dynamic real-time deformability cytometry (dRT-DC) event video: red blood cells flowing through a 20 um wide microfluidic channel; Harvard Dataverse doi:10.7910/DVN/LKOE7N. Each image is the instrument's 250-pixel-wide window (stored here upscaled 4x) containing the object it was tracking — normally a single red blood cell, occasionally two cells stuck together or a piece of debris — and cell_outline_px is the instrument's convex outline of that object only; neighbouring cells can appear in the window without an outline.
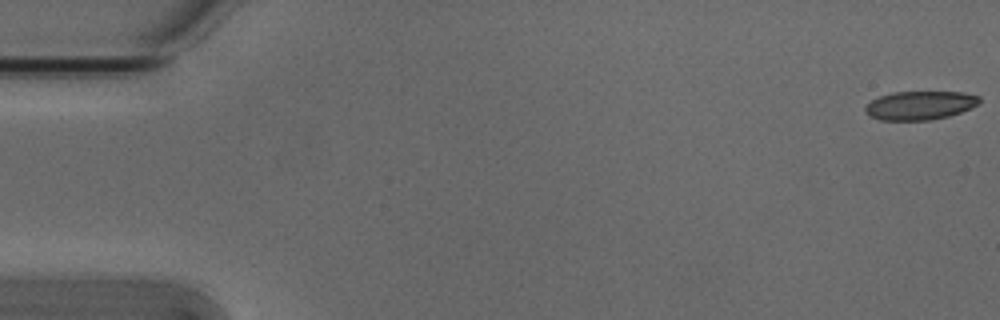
{"species": "Egyptian fruit bat (a non-hibernating species)", "species_latin": "Rousettus aegyptiacus", "temperature_condition": "cold", "stored_images_in_passage": 54, "camera_frame_rate_fps": 3000, "um_per_image_px": 0.085, "animal": {"sex": "male"}, "frame": {"image": 1, "passage_image": 1, "time_ms": 0.0, "image_size_px": [1000, 320], "cell_outline_px": [[980, 100], [972, 108], [948, 116], [928, 120], [880, 120], [872, 116], [864, 108], [872, 100], [880, 96], [892, 92], [960, 92], [980, 96]], "centroid_in_image_um": [78.21, 8.95], "position_along_channel_um": 6.8, "area_um2": 18.79}}
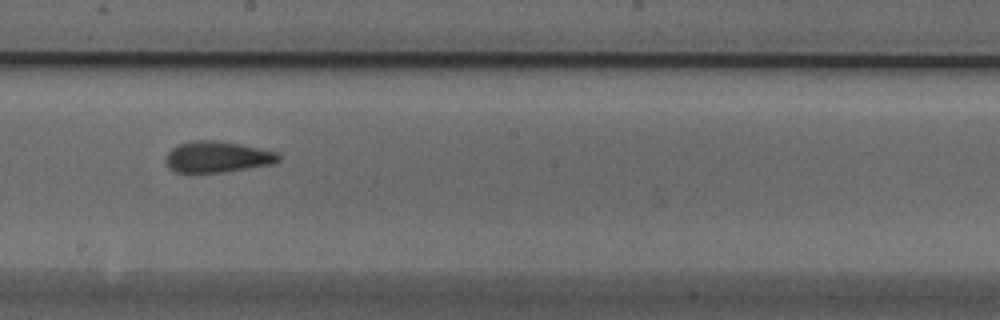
{"frame": {"image": 2, "passage_image": 30, "time_ms": 9.667, "image_size_px": [1000, 320], "cell_outline_px": [[280, 160], [272, 164], [224, 172], [176, 172], [168, 168], [164, 160], [164, 156], [172, 148], [180, 144], [192, 140], [220, 140], [280, 152]], "centroid_in_image_um": [18.47, 13.32], "position_along_channel_um": 229.7, "area_um2": 20.69}}
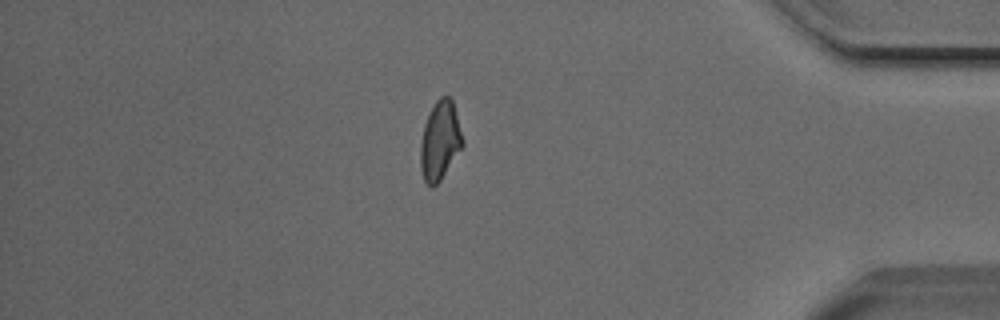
{"frame": {"image": 3, "passage_image": 46, "time_ms": 15.0, "image_size_px": [1000, 320], "cell_outline_px": [[464, 144], [440, 180], [432, 188], [424, 180], [420, 168], [420, 144], [424, 124], [436, 100], [440, 96], [448, 96], [452, 100], [464, 140]], "centroid_in_image_um": [37.39, 11.96], "position_along_channel_um": 397.8, "area_um2": 19.19}, "authors_computed_cell_mechanics": {"area_um2": 20.1722, "velocity_mm_per_s": 3.8403, "shape_relaxation_time_tau1_ms": 5.7732, "shape_relaxation_time_tau2_ms": 2.0324, "deformation_change_tau1": 0.1525, "deformation_change_tau2": 0.0924}}